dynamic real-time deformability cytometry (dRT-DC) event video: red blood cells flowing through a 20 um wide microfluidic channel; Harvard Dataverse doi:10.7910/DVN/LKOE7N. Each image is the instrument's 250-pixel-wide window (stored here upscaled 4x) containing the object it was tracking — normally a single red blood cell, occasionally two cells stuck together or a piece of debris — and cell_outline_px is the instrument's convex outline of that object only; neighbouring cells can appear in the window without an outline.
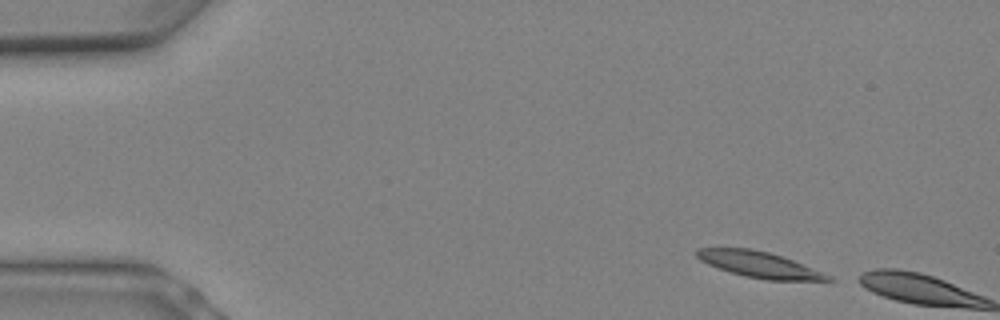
{"species": "Egyptian fruit bat (a non-hibernating species)", "species_latin": "Rousettus aegyptiacus", "temperature_condition": "warm", "stored_images_in_passage": 2, "camera_frame_rate_fps": 3000, "um_per_image_px": 0.085, "animal": {"sex": "female"}, "frame": {"image": 1, "passage_image": 1, "time_ms": 0.0, "image_size_px": [1000, 320], "cell_outline_px": [[836, 280], [764, 280], [744, 276], [708, 264], [700, 260], [696, 256], [696, 248], [752, 248], [768, 252], [792, 260], [832, 276]], "centroid_in_image_um": [64.52, 22.48], "position_along_channel_um": 20.5, "area_um2": 19.54}}